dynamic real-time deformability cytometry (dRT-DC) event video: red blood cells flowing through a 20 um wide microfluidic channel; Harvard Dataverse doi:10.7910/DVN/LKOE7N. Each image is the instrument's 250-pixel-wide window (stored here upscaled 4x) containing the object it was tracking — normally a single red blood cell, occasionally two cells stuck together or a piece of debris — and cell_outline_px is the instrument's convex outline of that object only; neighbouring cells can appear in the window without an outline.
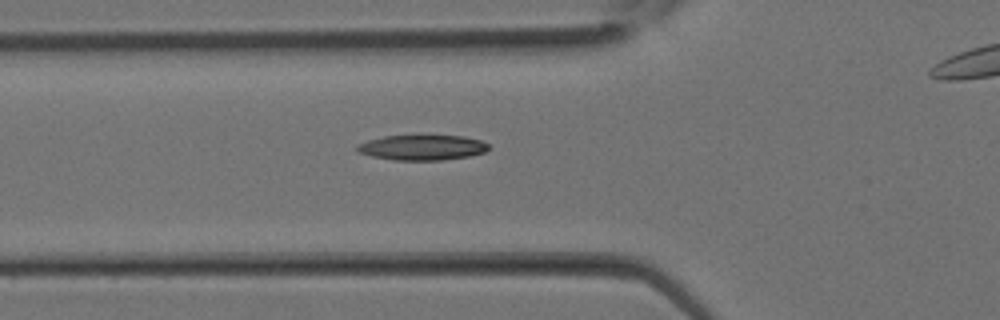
{"species": "Egyptian fruit bat (a non-hibernating species)", "species_latin": "Rousettus aegyptiacus", "temperature_condition": "room temperature", "stored_images_in_passage": 32, "camera_frame_rate_fps": 3000, "um_per_image_px": 0.085, "animal": {"sex": "female"}, "frame": {"image": 1, "passage_image": 11, "time_ms": 3.333, "image_size_px": [1000, 320], "cell_outline_px": [[488, 148], [484, 152], [472, 156], [444, 160], [392, 160], [372, 156], [360, 152], [356, 148], [356, 144], [368, 140], [384, 136], [420, 132], [424, 132], [464, 136], [480, 140], [488, 144]], "centroid_in_image_um": [35.9, 12.48], "position_along_channel_um": 89.9, "area_um2": 20.46}}
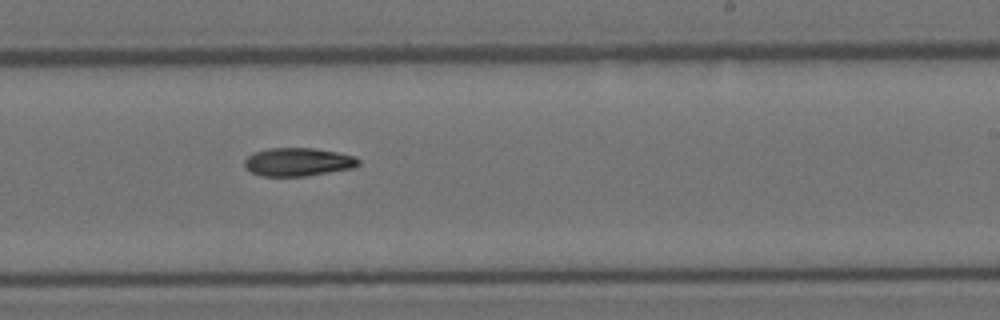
{"frame": {"image": 2, "passage_image": 19, "time_ms": 6.0, "image_size_px": [1000, 320], "cell_outline_px": [[360, 164], [356, 168], [308, 176], [260, 176], [244, 168], [244, 160], [248, 156], [256, 152], [268, 148], [312, 148], [336, 152], [356, 156], [360, 160]], "centroid_in_image_um": [25.37, 13.78], "position_along_channel_um": 263.6, "area_um2": 19.02}}
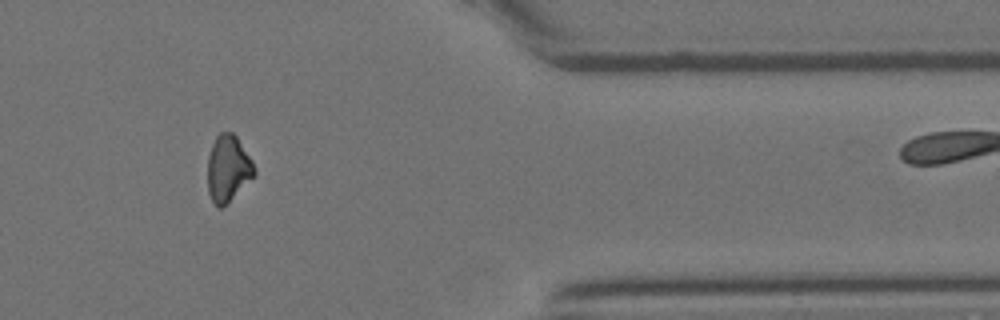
{"frame": {"image": 3, "passage_image": 26, "time_ms": 8.333, "image_size_px": [1000, 320], "cell_outline_px": [[256, 176], [220, 208], [212, 200], [208, 192], [208, 156], [212, 144], [216, 136], [220, 132], [232, 132], [236, 136], [252, 160], [256, 168]], "centroid_in_image_um": [19.4, 14.29], "position_along_channel_um": 392.0, "area_um2": 17.98}}